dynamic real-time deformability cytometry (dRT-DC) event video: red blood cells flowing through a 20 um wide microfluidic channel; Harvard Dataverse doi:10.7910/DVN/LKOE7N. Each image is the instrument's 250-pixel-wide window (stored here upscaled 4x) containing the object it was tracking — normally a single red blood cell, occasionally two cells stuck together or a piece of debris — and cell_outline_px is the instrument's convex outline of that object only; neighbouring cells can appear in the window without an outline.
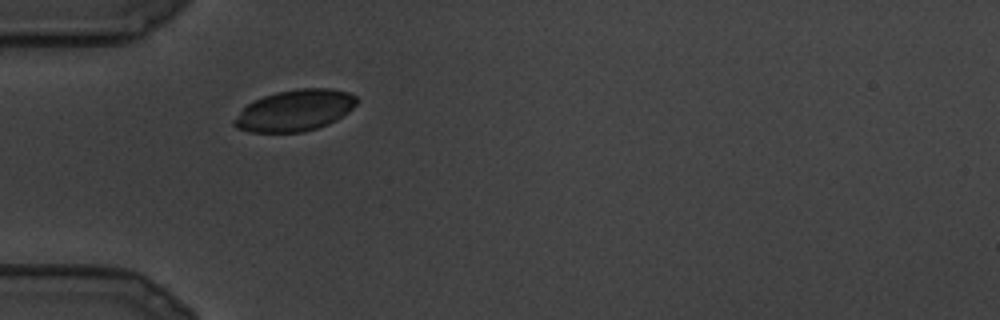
{"species": "common noctule bat (a hibernating species)", "species_latin": "Nyctalus noctula", "temperature_condition": "cold", "stored_images_in_passage": 21, "camera_frame_rate_fps": 3000, "um_per_image_px": 0.085, "animal": {"sex": "male", "body_mass_g": 19.5, "forearm_length_mm": 54.6}, "frame": {"image": 1, "passage_image": 1, "time_ms": 0.0, "image_size_px": [1000, 320], "cell_outline_px": [[360, 100], [348, 112], [336, 120], [328, 124], [304, 132], [248, 132], [236, 128], [232, 124], [232, 120], [248, 104], [264, 96], [276, 92], [296, 88], [332, 88], [348, 92], [356, 96]], "centroid_in_image_um": [25.08, 9.38], "position_along_channel_um": 59.9, "area_um2": 29.59}}
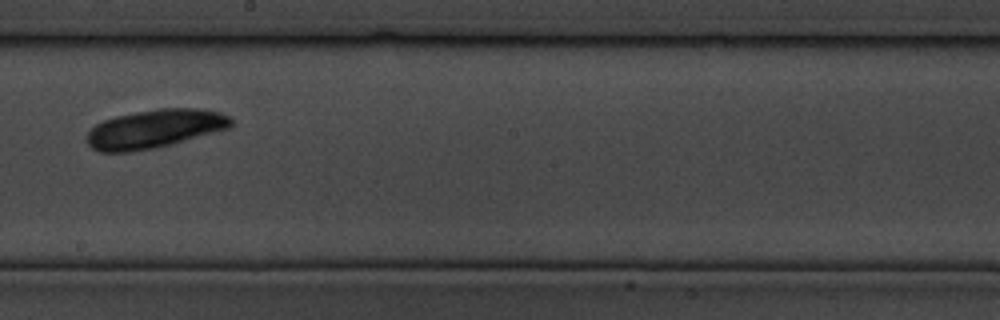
{"frame": {"image": 2, "passage_image": 9, "time_ms": 2.667, "image_size_px": [1000, 320], "cell_outline_px": [[232, 124], [228, 128], [156, 148], [128, 152], [100, 152], [92, 148], [88, 144], [88, 132], [96, 124], [104, 120], [116, 116], [136, 112], [160, 108], [196, 108], [220, 112], [228, 116], [232, 120]], "centroid_in_image_um": [13.13, 10.95], "position_along_channel_um": 235.1, "area_um2": 32.02}}
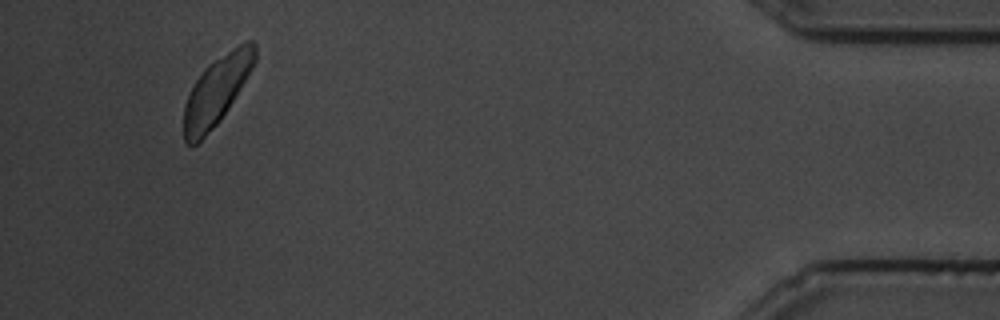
{"frame": {"image": 3, "passage_image": 19, "time_ms": 6.0, "image_size_px": [1000, 320], "cell_outline_px": [[256, 60], [252, 68], [228, 108], [220, 120], [196, 144], [188, 144], [184, 140], [184, 104], [196, 80], [204, 68], [208, 64], [244, 40], [252, 40], [256, 44]], "centroid_in_image_um": [18.43, 7.65], "position_along_channel_um": 416.8, "area_um2": 27.8}}